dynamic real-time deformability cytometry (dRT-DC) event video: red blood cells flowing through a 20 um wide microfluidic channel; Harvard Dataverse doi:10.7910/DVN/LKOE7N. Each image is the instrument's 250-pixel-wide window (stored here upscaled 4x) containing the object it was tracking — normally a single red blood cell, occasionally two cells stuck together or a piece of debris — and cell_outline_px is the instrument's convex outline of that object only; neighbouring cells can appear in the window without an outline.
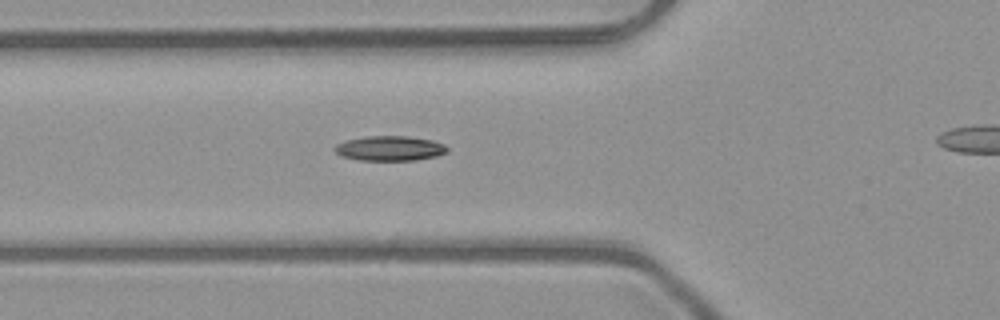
{"species": "common noctule bat (a hibernating species)", "species_latin": "Nyctalus noctula", "temperature_condition": "room temperature", "stored_images_in_passage": 31, "camera_frame_rate_fps": 3000, "um_per_image_px": 0.085, "animal": {"sex": "male", "body_mass_g": 23.1, "forearm_length_mm": 52.7}, "frame": {"image": 1, "passage_image": 2, "time_ms": 0.333, "image_size_px": [1000, 320], "cell_outline_px": [[448, 152], [436, 156], [416, 160], [356, 160], [340, 156], [332, 148], [336, 144], [348, 140], [364, 136], [408, 136], [432, 140], [444, 144], [448, 148]], "centroid_in_image_um": [33.12, 12.61], "position_along_channel_um": 92.7, "area_um2": 16.42}}
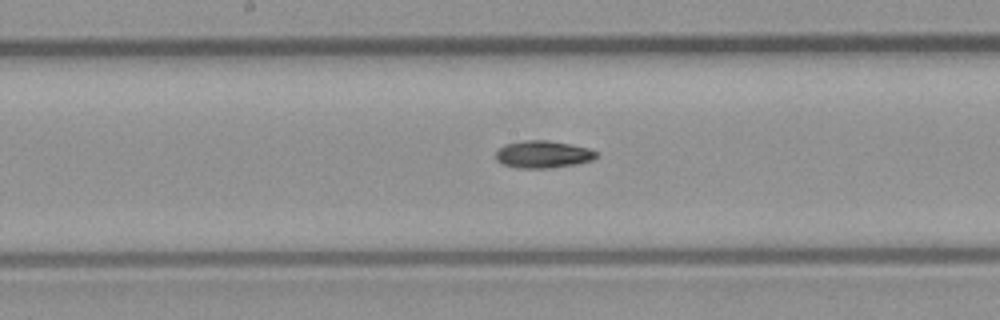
{"frame": {"image": 2, "passage_image": 10, "time_ms": 3.0, "image_size_px": [1000, 320], "cell_outline_px": [[596, 156], [592, 160], [572, 164], [548, 168], [516, 168], [504, 164], [496, 160], [496, 152], [504, 144], [528, 140], [548, 140], [588, 148], [596, 152]], "centroid_in_image_um": [46.11, 13.12], "position_along_channel_um": 202.1, "area_um2": 15.66}}
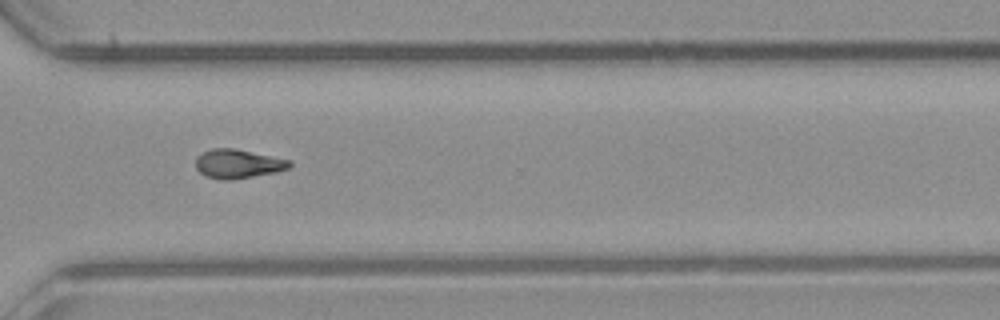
{"frame": {"image": 3, "passage_image": 21, "time_ms": 6.667, "image_size_px": [1000, 320], "cell_outline_px": [[292, 164], [288, 168], [276, 172], [232, 180], [224, 180], [204, 176], [196, 168], [196, 156], [212, 148], [232, 148], [292, 160]], "centroid_in_image_um": [20.22, 13.93], "position_along_channel_um": 350.4, "area_um2": 15.84}}